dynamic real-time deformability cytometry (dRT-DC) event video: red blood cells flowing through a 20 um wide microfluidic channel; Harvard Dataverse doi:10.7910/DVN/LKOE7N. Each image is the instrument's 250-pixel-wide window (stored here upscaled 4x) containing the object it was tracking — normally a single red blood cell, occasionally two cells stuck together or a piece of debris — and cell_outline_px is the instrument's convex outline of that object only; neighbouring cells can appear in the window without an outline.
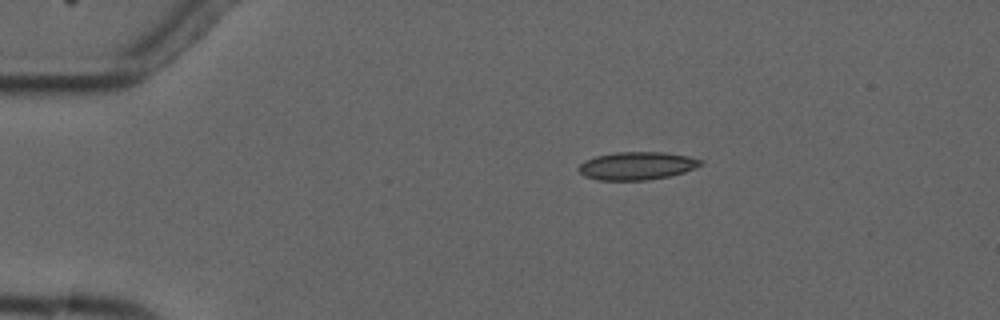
{"species": "common noctule bat (a hibernating species)", "species_latin": "Nyctalus noctula", "temperature_condition": "cold", "stored_images_in_passage": 2, "camera_frame_rate_fps": 3000, "um_per_image_px": 0.085, "animal": {"sex": "male", "forearm_length_mm": 52.5}, "frame": {"image": 1, "passage_image": 1, "time_ms": 0.0, "image_size_px": [1000, 320], "cell_outline_px": [[700, 164], [684, 172], [668, 176], [644, 180], [600, 180], [584, 176], [576, 168], [584, 160], [596, 156], [616, 152], [664, 152], [688, 156], [700, 160]], "centroid_in_image_um": [54.05, 14.09], "position_along_channel_um": 30.9, "area_um2": 19.59}}